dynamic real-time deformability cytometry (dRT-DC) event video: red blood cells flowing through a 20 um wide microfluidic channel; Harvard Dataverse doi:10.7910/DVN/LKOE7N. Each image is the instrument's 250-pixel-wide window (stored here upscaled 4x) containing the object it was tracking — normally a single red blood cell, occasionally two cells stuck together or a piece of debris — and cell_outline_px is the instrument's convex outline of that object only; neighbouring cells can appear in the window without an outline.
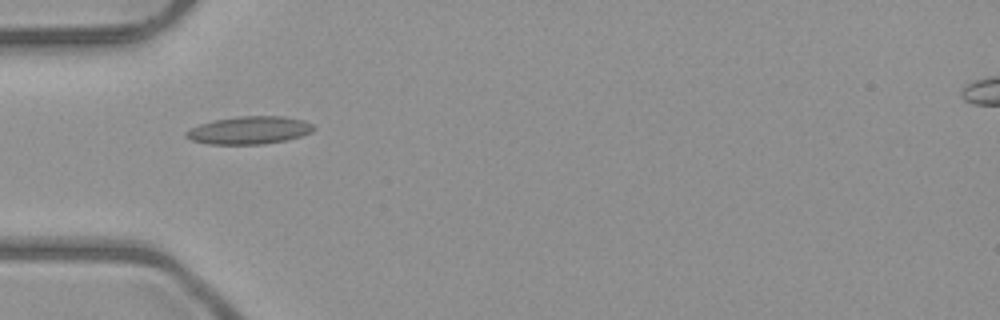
{"species": "common noctule bat (a hibernating species)", "species_latin": "Nyctalus noctula", "temperature_condition": "room temperature", "stored_images_in_passage": 3, "camera_frame_rate_fps": 3000, "um_per_image_px": 0.085, "animal": {"sex": "male", "body_mass_g": 23.1, "forearm_length_mm": 52.7}, "frame": {"image": 1, "passage_image": 1, "time_ms": 0.0, "image_size_px": [1000, 320], "cell_outline_px": [[316, 128], [312, 132], [300, 136], [284, 140], [264, 144], [208, 144], [192, 140], [184, 136], [184, 132], [200, 124], [212, 120], [236, 116], [284, 116], [304, 120], [312, 124]], "centroid_in_image_um": [21.19, 11.06], "position_along_channel_um": 63.8, "area_um2": 20.69}}
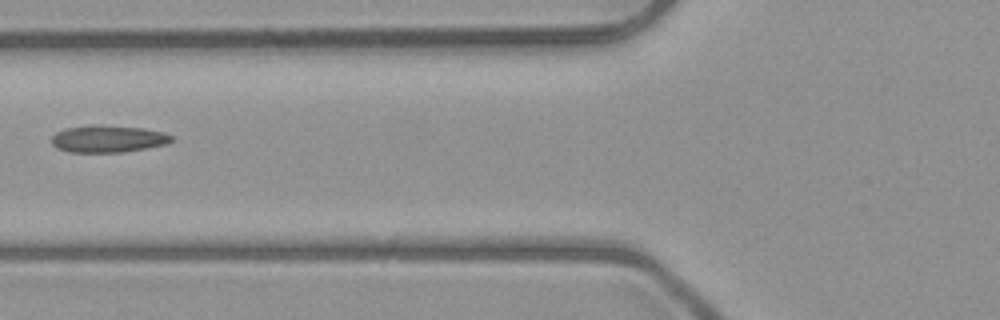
{"frame": {"image": 2, "passage_image": 2, "time_ms": 1.333, "image_size_px": [1000, 320], "cell_outline_px": [[172, 140], [164, 144], [144, 148], [120, 152], [68, 152], [56, 148], [52, 144], [52, 136], [56, 132], [64, 128], [96, 124], [144, 128], [164, 132], [172, 136]], "centroid_in_image_um": [9.12, 11.79], "position_along_channel_um": 116.7, "area_um2": 18.9}}
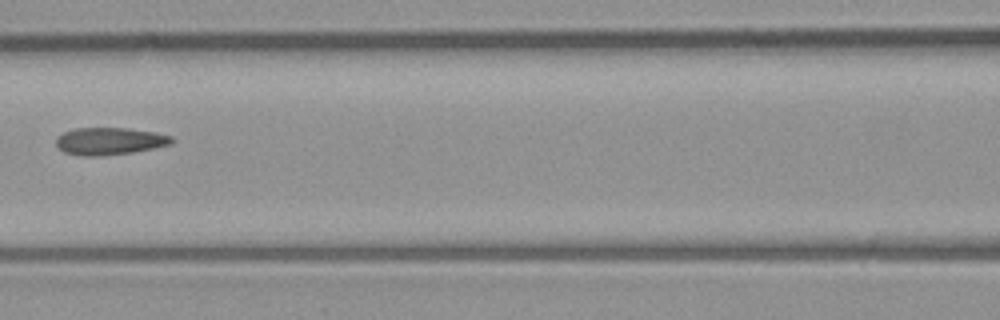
{"frame": {"image": 3, "passage_image": 3, "time_ms": 2.333, "image_size_px": [1000, 320], "cell_outline_px": [[172, 144], [132, 152], [100, 156], [80, 156], [64, 152], [56, 144], [56, 136], [64, 132], [76, 128], [124, 128], [156, 132], [172, 136]], "centroid_in_image_um": [9.29, 11.99], "position_along_channel_um": 157.3, "area_um2": 18.32}}